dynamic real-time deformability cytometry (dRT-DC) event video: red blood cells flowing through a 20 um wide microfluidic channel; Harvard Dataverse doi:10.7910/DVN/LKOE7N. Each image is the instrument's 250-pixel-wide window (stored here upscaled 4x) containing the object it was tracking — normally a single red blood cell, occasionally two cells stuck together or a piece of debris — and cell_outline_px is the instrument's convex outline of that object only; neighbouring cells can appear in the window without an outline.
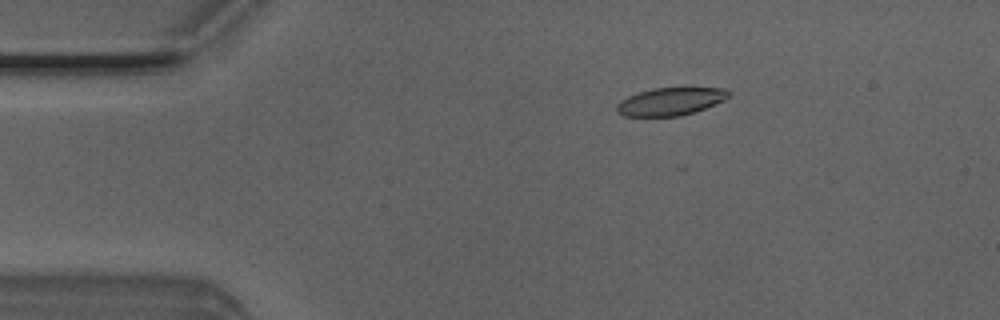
{"species": "Egyptian fruit bat (a non-hibernating species)", "species_latin": "Rousettus aegyptiacus", "temperature_condition": "room temperature", "stored_images_in_passage": 51, "camera_frame_rate_fps": 3000, "um_per_image_px": 0.085, "animal": {"sex": "male"}, "frame": {"image": 1, "passage_image": 9, "time_ms": 2.667, "image_size_px": [1000, 320], "cell_outline_px": [[732, 92], [724, 100], [704, 108], [680, 116], [624, 116], [616, 112], [616, 104], [620, 100], [628, 96], [652, 88], [680, 84], [724, 88]], "centroid_in_image_um": [57.02, 8.55], "position_along_channel_um": 28.0, "area_um2": 19.02}}
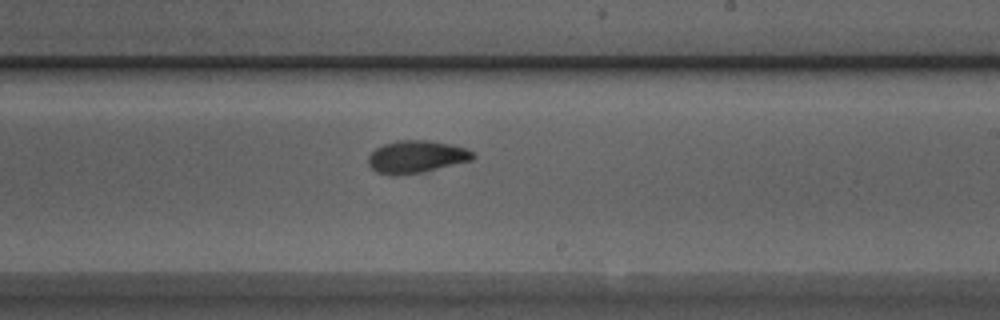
{"frame": {"image": 2, "passage_image": 30, "time_ms": 9.667, "image_size_px": [1000, 320], "cell_outline_px": [[476, 156], [472, 160], [424, 172], [396, 176], [392, 176], [376, 172], [368, 164], [368, 156], [376, 148], [384, 144], [400, 140], [428, 140], [452, 144], [464, 148], [472, 152]], "centroid_in_image_um": [35.38, 13.34], "position_along_channel_um": 253.6, "area_um2": 19.88}}
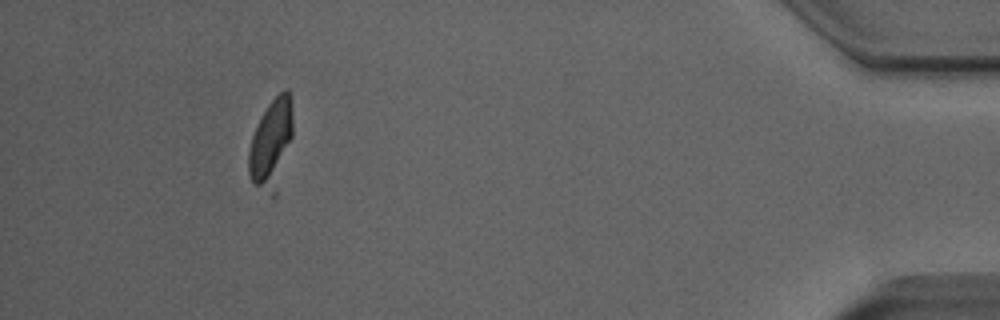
{"frame": {"image": 3, "passage_image": 47, "time_ms": 15.333, "image_size_px": [1000, 320], "cell_outline_px": [[292, 136], [276, 200], [272, 200], [252, 180], [248, 172], [248, 152], [252, 136], [268, 104], [284, 88], [288, 88], [292, 100]], "centroid_in_image_um": [23.08, 12.29], "position_along_channel_um": 412.1, "area_um2": 23.35}, "authors_computed_cell_mechanics": {"area_um2": 19.7098, "velocity_mm_per_s": 4.0013, "shape_relaxation_time_tau1_ms": 3.2156, "shape_relaxation_time_tau2_ms": 2.393, "deformation_change_tau1": 0.1289, "deformation_change_tau2": 0.0752}}